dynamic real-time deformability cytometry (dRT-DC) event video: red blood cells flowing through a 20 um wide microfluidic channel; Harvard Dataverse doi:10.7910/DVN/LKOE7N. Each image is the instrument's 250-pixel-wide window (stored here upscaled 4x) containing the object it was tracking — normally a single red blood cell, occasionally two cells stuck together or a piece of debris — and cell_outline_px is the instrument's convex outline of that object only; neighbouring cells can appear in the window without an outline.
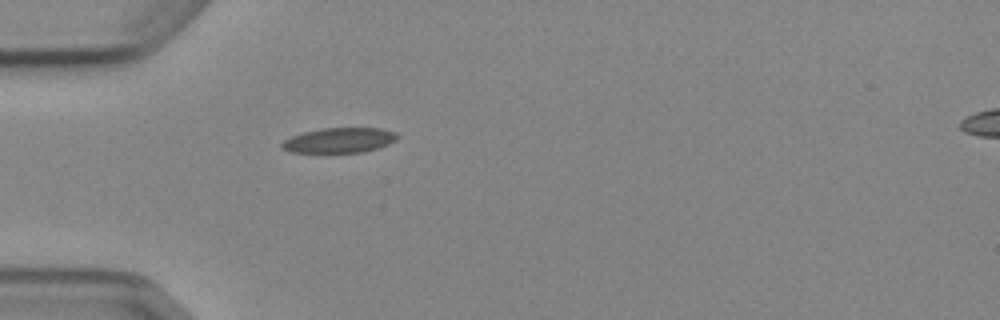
{"species": "Egyptian fruit bat (a non-hibernating species)", "species_latin": "Rousettus aegyptiacus", "temperature_condition": "cold", "stored_images_in_passage": 1, "camera_frame_rate_fps": 3000, "um_per_image_px": 0.085, "animal": {"sex": "female"}, "frame": {"image": 1, "passage_image": 1, "time_ms": 0.0, "image_size_px": [1000, 320], "cell_outline_px": [[400, 136], [396, 140], [388, 144], [364, 152], [288, 152], [280, 148], [280, 144], [284, 140], [292, 136], [304, 132], [320, 128], [380, 128], [396, 132]], "centroid_in_image_um": [28.83, 11.92], "position_along_channel_um": 56.2, "area_um2": 16.88}}